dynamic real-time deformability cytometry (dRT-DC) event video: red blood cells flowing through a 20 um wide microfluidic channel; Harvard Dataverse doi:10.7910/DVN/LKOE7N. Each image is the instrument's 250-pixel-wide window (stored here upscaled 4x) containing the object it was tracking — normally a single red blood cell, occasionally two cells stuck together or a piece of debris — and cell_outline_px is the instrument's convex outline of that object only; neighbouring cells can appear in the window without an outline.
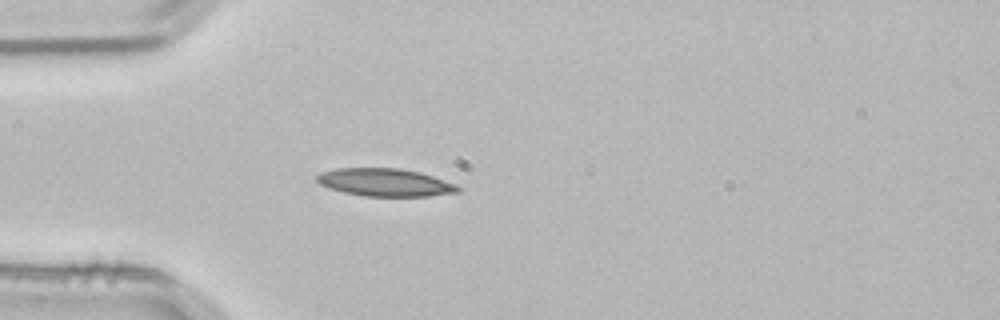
{"species": "common noctule bat (a hibernating species)", "species_latin": "Nyctalus noctula", "temperature_condition": "room temperature", "stored_images_in_passage": 2, "camera_frame_rate_fps": 3000, "um_per_image_px": 0.085, "animal": {"sex": "male", "body_mass_g": 21.5, "forearm_length_mm": 52.0}, "frame": {"image": 1, "passage_image": 2, "time_ms": 0.333, "image_size_px": [1000, 320], "cell_outline_px": [[460, 192], [428, 196], [364, 196], [344, 192], [320, 184], [316, 180], [316, 176], [320, 172], [336, 168], [400, 168], [420, 172], [456, 184], [460, 188]], "centroid_in_image_um": [32.74, 15.5], "position_along_channel_um": 52.3, "area_um2": 22.77}}